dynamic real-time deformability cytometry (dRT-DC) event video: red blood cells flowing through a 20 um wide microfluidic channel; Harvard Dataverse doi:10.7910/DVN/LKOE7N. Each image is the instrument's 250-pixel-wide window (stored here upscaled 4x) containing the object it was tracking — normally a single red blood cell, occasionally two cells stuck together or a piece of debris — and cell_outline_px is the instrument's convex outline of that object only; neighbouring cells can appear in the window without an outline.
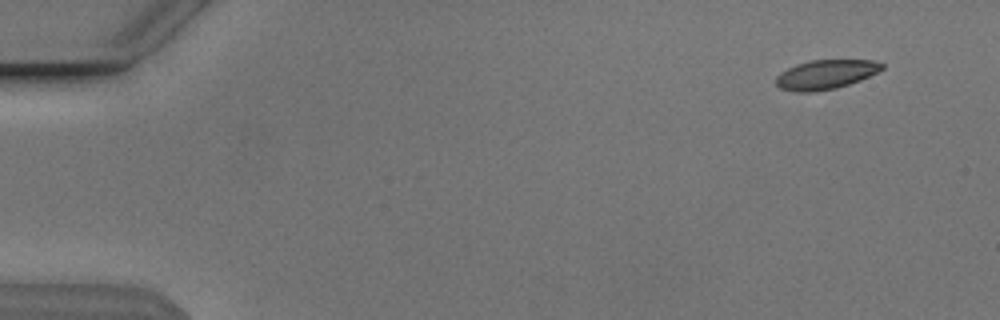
{"species": "Egyptian fruit bat (a non-hibernating species)", "species_latin": "Rousettus aegyptiacus", "temperature_condition": "cold", "stored_images_in_passage": 51, "camera_frame_rate_fps": 3000, "um_per_image_px": 0.085, "animal": {"sex": "male"}, "frame": {"image": 1, "passage_image": 1, "time_ms": 0.0, "image_size_px": [1000, 320], "cell_outline_px": [[884, 68], [860, 80], [836, 88], [812, 92], [796, 92], [780, 88], [776, 84], [776, 76], [780, 72], [796, 64], [812, 60], [872, 60], [884, 64]], "centroid_in_image_um": [70.15, 6.33], "position_along_channel_um": 14.8, "area_um2": 17.98}}
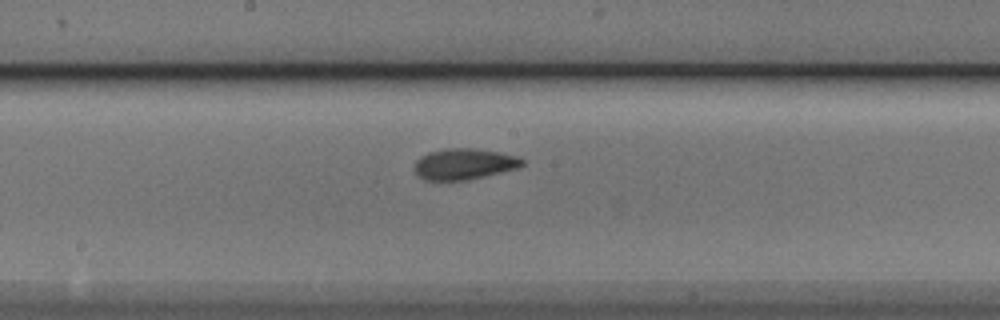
{"frame": {"image": 2, "passage_image": 26, "time_ms": 8.333, "image_size_px": [1000, 320], "cell_outline_px": [[524, 164], [516, 168], [500, 172], [464, 180], [424, 180], [416, 172], [416, 160], [420, 156], [428, 152], [444, 148], [476, 148], [500, 152], [520, 156], [524, 160]], "centroid_in_image_um": [39.46, 13.91], "position_along_channel_um": 208.7, "area_um2": 19.36}}
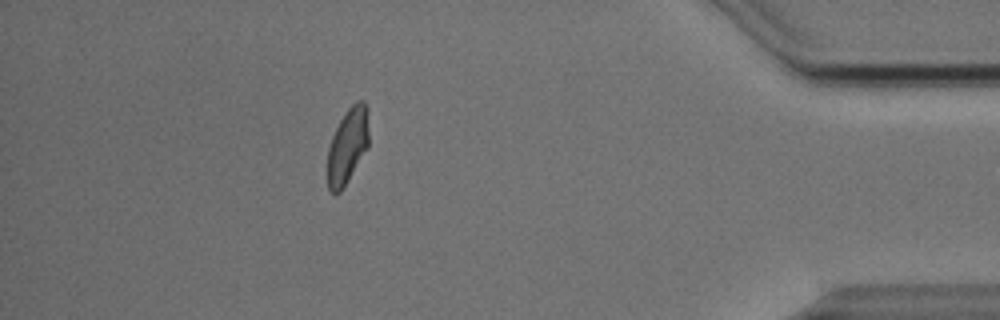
{"frame": {"image": 3, "passage_image": 45, "time_ms": 14.667, "image_size_px": [1000, 320], "cell_outline_px": [[368, 148], [340, 192], [332, 192], [328, 188], [328, 148], [332, 136], [340, 120], [348, 108], [356, 100], [364, 100], [368, 108]], "centroid_in_image_um": [29.56, 12.34], "position_along_channel_um": 405.6, "area_um2": 18.09}, "authors_computed_cell_mechanics": {"area_um2": 18.9584, "velocity_mm_per_s": 3.8246, "shape_relaxation_time_tau1_ms": 3.5933, "shape_relaxation_time_tau2_ms": 1.213, "deformation_change_tau1": 0.141, "deformation_change_tau2": 0.072}}